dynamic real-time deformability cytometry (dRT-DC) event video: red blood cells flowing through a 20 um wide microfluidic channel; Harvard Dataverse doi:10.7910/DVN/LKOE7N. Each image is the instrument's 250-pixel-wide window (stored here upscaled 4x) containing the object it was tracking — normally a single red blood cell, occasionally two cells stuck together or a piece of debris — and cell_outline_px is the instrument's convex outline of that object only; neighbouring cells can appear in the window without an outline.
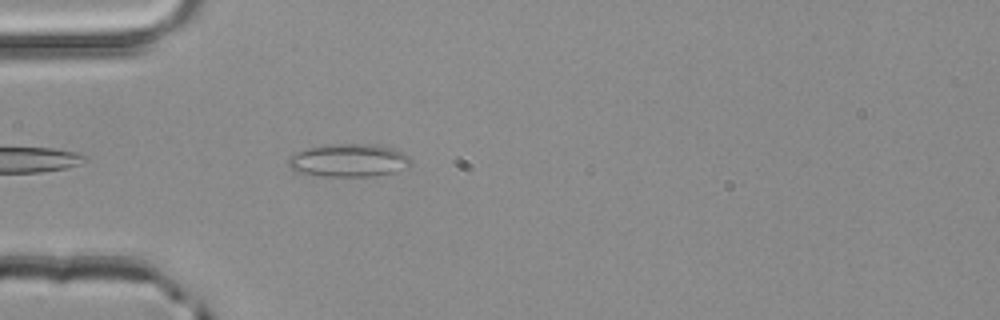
{"species": "common noctule bat (a hibernating species)", "species_latin": "Nyctalus noctula", "temperature_condition": "room temperature", "stored_images_in_passage": 8, "camera_frame_rate_fps": 3000, "um_per_image_px": 0.085, "animal": {"sex": "male", "body_mass_g": 20.4}, "frame": {"image": 1, "passage_image": 3, "time_ms": 0.667, "image_size_px": [1000, 320], "cell_outline_px": [[412, 164], [392, 172], [372, 176], [320, 176], [296, 172], [288, 164], [288, 156], [296, 152], [308, 148], [340, 144], [376, 144], [392, 148], [404, 152], [412, 160]], "centroid_in_image_um": [29.64, 13.63], "position_along_channel_um": 55.4, "area_um2": 23.41}}